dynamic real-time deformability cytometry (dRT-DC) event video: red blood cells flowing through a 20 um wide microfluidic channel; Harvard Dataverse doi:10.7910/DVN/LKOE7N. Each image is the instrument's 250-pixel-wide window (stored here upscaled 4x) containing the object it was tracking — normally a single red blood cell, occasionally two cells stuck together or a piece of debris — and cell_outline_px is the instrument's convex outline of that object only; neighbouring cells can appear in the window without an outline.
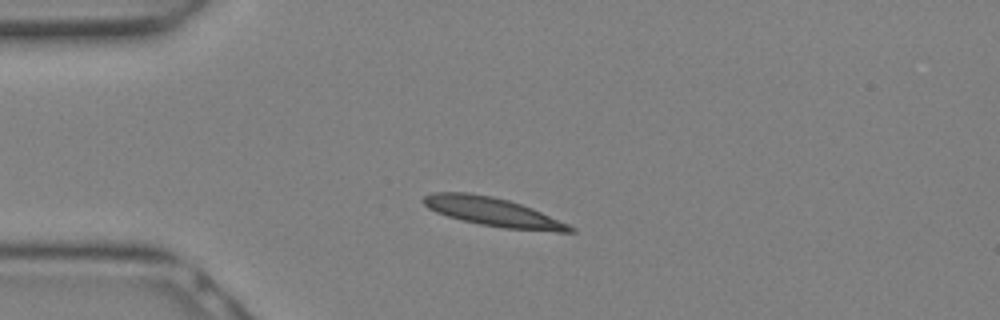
{"species": "Egyptian fruit bat (a non-hibernating species)", "species_latin": "Rousettus aegyptiacus", "temperature_condition": "warm", "stored_images_in_passage": 10, "camera_frame_rate_fps": 3000, "um_per_image_px": 0.085, "animal": {"sex": "female"}, "frame": {"image": 1, "passage_image": 5, "time_ms": 1.333, "image_size_px": [1000, 320], "cell_outline_px": [[576, 232], [556, 232], [504, 228], [480, 224], [448, 216], [436, 212], [428, 208], [420, 200], [424, 196], [432, 192], [468, 192], [492, 196], [508, 200], [532, 208], [568, 224], [576, 228]], "centroid_in_image_um": [41.89, 18.01], "position_along_channel_um": 43.1, "area_um2": 24.45}}
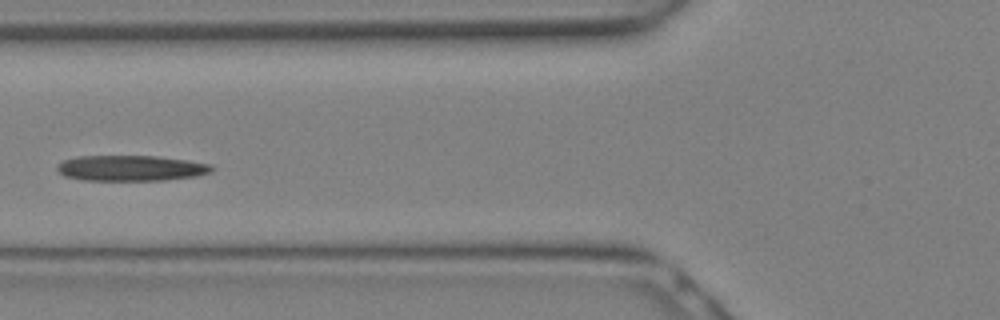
{"frame": {"image": 2, "passage_image": 9, "time_ms": 2.667, "image_size_px": [1000, 320], "cell_outline_px": [[216, 168], [212, 172], [200, 176], [164, 180], [84, 180], [64, 176], [56, 168], [56, 164], [64, 160], [76, 156], [156, 156], [188, 160], [212, 164]], "centroid_in_image_um": [11.18, 14.29], "position_along_channel_um": 114.6, "area_um2": 23.35}}